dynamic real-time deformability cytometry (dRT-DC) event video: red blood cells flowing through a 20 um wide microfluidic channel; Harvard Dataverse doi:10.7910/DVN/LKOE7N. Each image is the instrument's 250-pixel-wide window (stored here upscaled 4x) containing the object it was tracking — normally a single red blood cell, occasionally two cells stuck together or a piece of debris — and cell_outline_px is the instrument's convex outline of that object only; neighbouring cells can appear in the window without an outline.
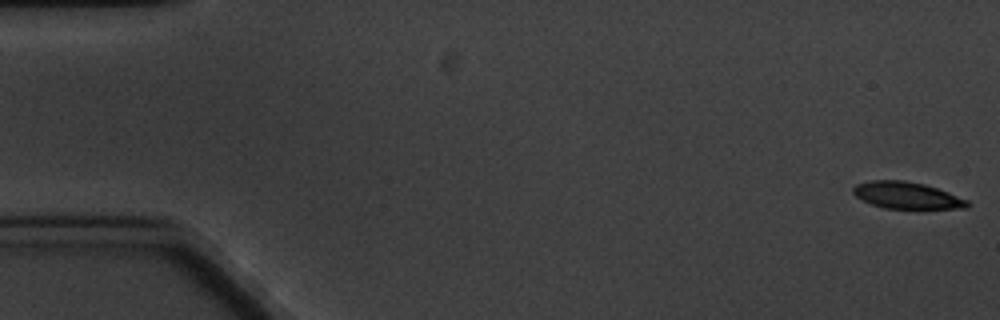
{"species": "common noctule bat (a hibernating species)", "species_latin": "Nyctalus noctula", "temperature_condition": "cold", "stored_images_in_passage": 8, "camera_frame_rate_fps": 3000, "um_per_image_px": 0.085, "animal": {"sex": "male", "body_mass_g": 20.1, "forearm_length_mm": 53.5}, "frame": {"image": 1, "passage_image": 1, "time_ms": 0.0, "image_size_px": [1000, 320], "cell_outline_px": [[968, 208], [884, 208], [872, 204], [856, 196], [852, 192], [852, 188], [856, 184], [868, 180], [904, 180], [924, 184], [948, 192], [968, 200]], "centroid_in_image_um": [77.05, 16.59], "position_along_channel_um": 8.0, "area_um2": 17.63}}
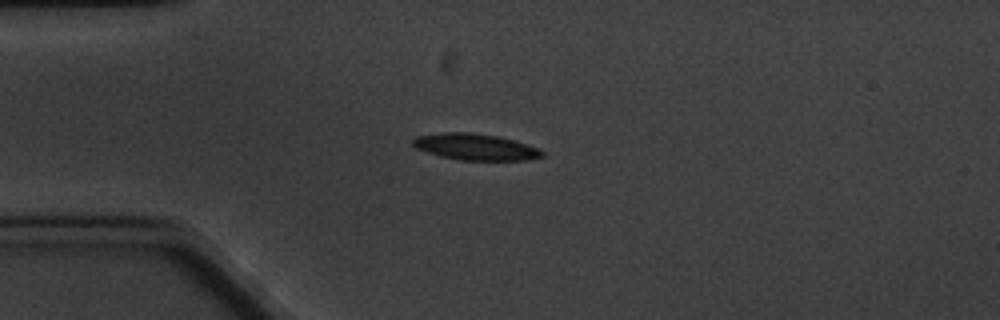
{"frame": {"image": 2, "passage_image": 5, "time_ms": 4.667, "image_size_px": [1000, 320], "cell_outline_px": [[544, 156], [524, 160], [460, 160], [440, 156], [416, 148], [412, 144], [412, 140], [416, 136], [444, 132], [468, 132], [496, 136], [528, 144], [540, 148], [544, 152]], "centroid_in_image_um": [40.41, 12.49], "position_along_channel_um": 44.6, "area_um2": 19.77}}